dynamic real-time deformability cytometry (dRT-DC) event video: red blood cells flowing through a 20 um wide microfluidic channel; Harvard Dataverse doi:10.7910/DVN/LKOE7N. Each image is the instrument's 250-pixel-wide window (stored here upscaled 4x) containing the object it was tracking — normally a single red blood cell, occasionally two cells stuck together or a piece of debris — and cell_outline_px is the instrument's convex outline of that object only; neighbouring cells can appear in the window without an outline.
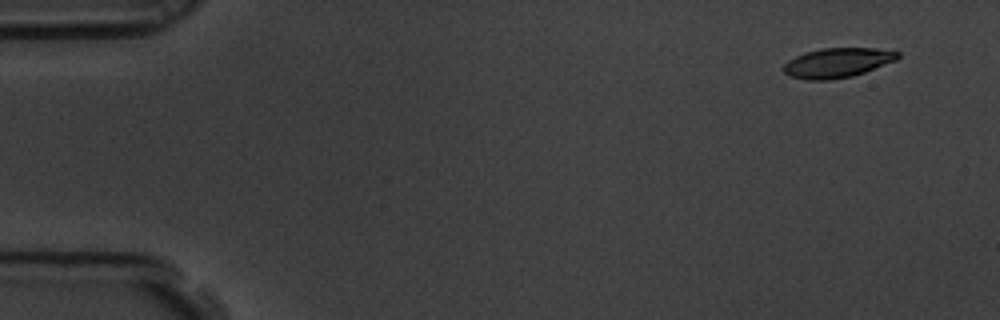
{"species": "common noctule bat (a hibernating species)", "species_latin": "Nyctalus noctula", "temperature_condition": "room temperature", "stored_images_in_passage": 6, "camera_frame_rate_fps": 3000, "um_per_image_px": 0.085, "animal": {"sex": "male", "body_mass_g": 19.5, "forearm_length_mm": 54.6}, "frame": {"image": 1, "passage_image": 1, "time_ms": 0.0, "image_size_px": [1000, 320], "cell_outline_px": [[900, 56], [896, 60], [864, 72], [852, 76], [828, 80], [808, 80], [788, 76], [780, 68], [788, 60], [796, 56], [808, 52], [824, 48], [876, 48], [900, 52]], "centroid_in_image_um": [71.15, 5.34], "position_along_channel_um": 13.8, "area_um2": 19.65}}
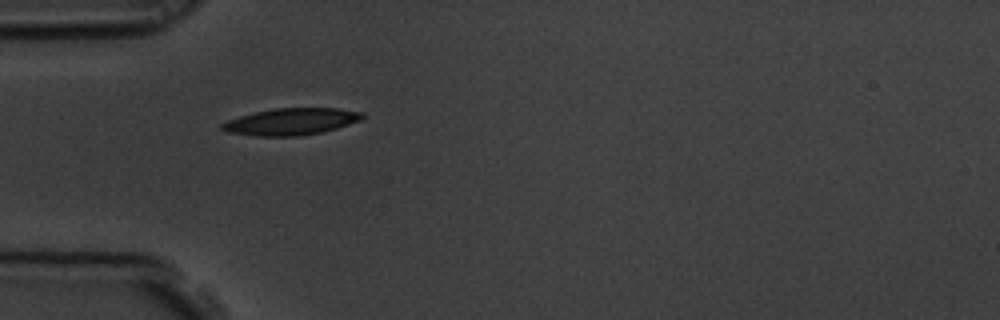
{"frame": {"image": 2, "passage_image": 5, "time_ms": 1.333, "image_size_px": [1000, 320], "cell_outline_px": [[364, 116], [360, 120], [324, 132], [300, 136], [256, 136], [228, 132], [220, 128], [220, 124], [228, 120], [252, 112], [276, 108], [336, 108], [364, 112]], "centroid_in_image_um": [24.73, 10.33], "position_along_channel_um": 60.3, "area_um2": 21.96}}